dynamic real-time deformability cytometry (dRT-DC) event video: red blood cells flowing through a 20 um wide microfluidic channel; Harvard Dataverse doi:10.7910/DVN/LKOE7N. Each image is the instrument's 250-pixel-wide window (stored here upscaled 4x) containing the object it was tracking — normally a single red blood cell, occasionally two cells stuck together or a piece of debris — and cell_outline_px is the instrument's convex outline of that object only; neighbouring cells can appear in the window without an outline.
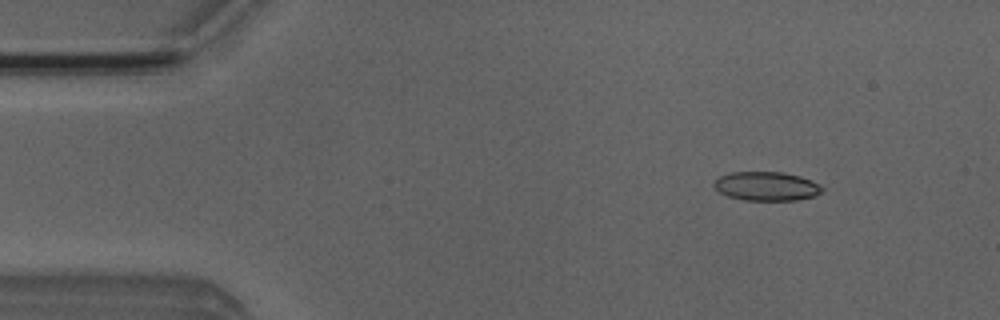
{"species": "Egyptian fruit bat (a non-hibernating species)", "species_latin": "Rousettus aegyptiacus", "temperature_condition": "room temperature", "stored_images_in_passage": 49, "camera_frame_rate_fps": 3000, "um_per_image_px": 0.085, "animal": {"sex": "male"}, "frame": {"image": 1, "passage_image": 4, "time_ms": 1.0, "image_size_px": [1000, 320], "cell_outline_px": [[824, 192], [816, 196], [796, 200], [744, 200], [728, 196], [720, 192], [712, 184], [720, 176], [732, 172], [784, 172], [800, 176], [812, 180], [820, 184], [824, 188]], "centroid_in_image_um": [65.21, 15.83], "position_along_channel_um": 19.8, "area_um2": 18.38}}
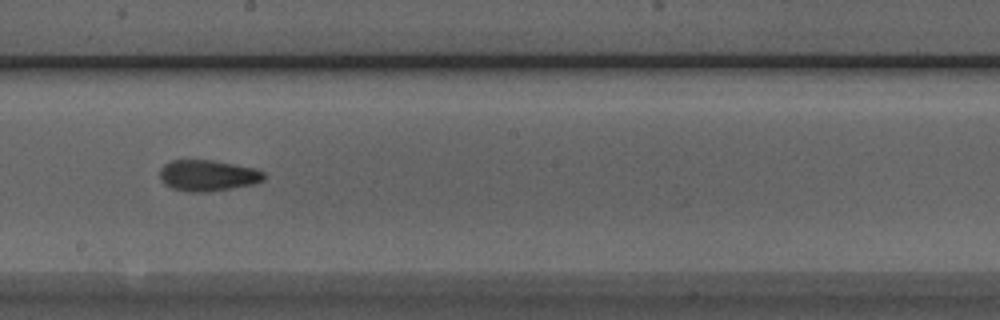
{"frame": {"image": 2, "passage_image": 26, "time_ms": 8.333, "image_size_px": [1000, 320], "cell_outline_px": [[264, 180], [256, 184], [208, 192], [188, 192], [172, 188], [164, 184], [160, 180], [160, 168], [164, 164], [172, 160], [212, 160], [256, 168], [264, 172]], "centroid_in_image_um": [17.66, 14.92], "position_along_channel_um": 230.5, "area_um2": 19.07}}
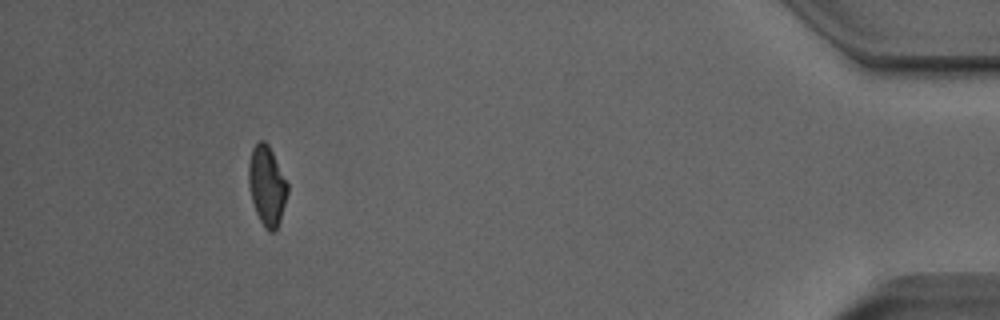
{"frame": {"image": 3, "passage_image": 45, "time_ms": 14.667, "image_size_px": [1000, 320], "cell_outline_px": [[288, 192], [280, 220], [276, 228], [272, 232], [268, 232], [264, 228], [256, 212], [252, 200], [248, 184], [248, 164], [252, 148], [260, 140], [264, 140], [268, 144], [288, 184]], "centroid_in_image_um": [22.67, 15.78], "position_along_channel_um": 412.5, "area_um2": 17.92}, "authors_computed_cell_mechanics": {"area_um2": 18.496, "velocity_mm_per_s": 3.9594, "shape_relaxation_time_tau1_ms": 5.9935, "shape_relaxation_time_tau2_ms": 4.5154, "deformation_change_tau1": 0.1309, "deformation_change_tau2": 0.113}}